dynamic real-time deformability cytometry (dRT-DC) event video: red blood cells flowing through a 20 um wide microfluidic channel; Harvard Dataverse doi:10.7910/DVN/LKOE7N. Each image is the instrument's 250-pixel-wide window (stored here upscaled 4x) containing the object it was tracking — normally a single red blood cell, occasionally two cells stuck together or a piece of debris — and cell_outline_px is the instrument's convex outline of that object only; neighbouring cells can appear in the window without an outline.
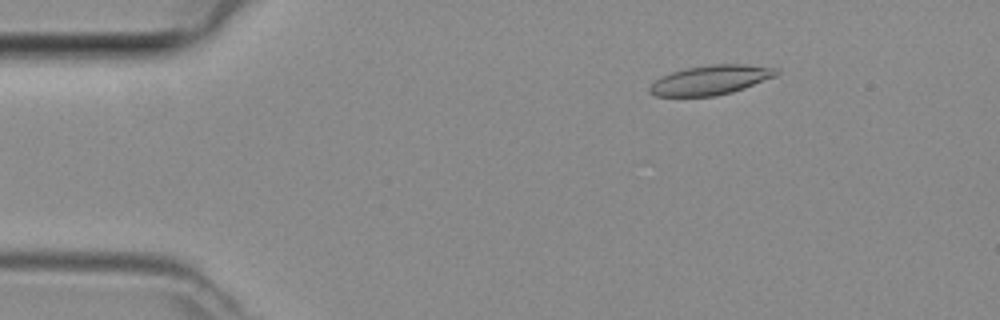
{"species": "common noctule bat (a hibernating species)", "species_latin": "Nyctalus noctula", "temperature_condition": "room temperature", "stored_images_in_passage": 47, "camera_frame_rate_fps": 3000, "um_per_image_px": 0.085, "animal": {"sex": "female", "body_mass_g": 29.2, "forearm_length_mm": 56.3}, "frame": {"image": 1, "passage_image": 7, "time_ms": 2.0, "image_size_px": [1000, 320], "cell_outline_px": [[780, 72], [776, 76], [744, 88], [732, 92], [712, 96], [656, 96], [648, 92], [648, 88], [656, 80], [672, 72], [684, 68], [712, 64], [744, 64], [776, 68]], "centroid_in_image_um": [60.41, 6.79], "position_along_channel_um": 24.6, "area_um2": 21.62}}
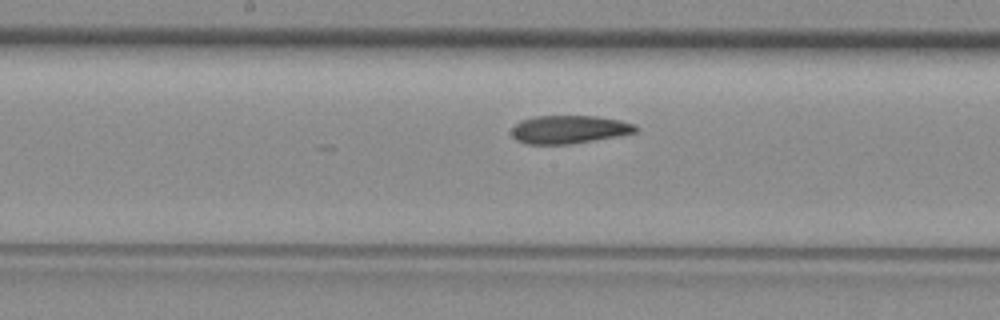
{"frame": {"image": 2, "passage_image": 24, "time_ms": 7.667, "image_size_px": [1000, 320], "cell_outline_px": [[636, 132], [620, 136], [572, 144], [524, 144], [516, 140], [512, 136], [512, 128], [520, 120], [532, 116], [596, 116], [620, 120], [636, 124]], "centroid_in_image_um": [48.36, 11.01], "position_along_channel_um": 199.8, "area_um2": 20.58}}
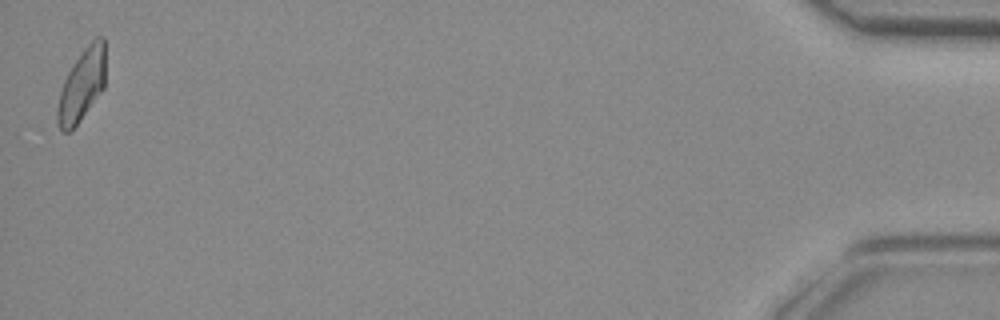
{"frame": {"image": 3, "passage_image": 47, "time_ms": 15.333, "image_size_px": [1000, 320], "cell_outline_px": [[104, 88], [76, 124], [68, 132], [64, 132], [56, 124], [56, 108], [60, 92], [64, 80], [68, 72], [84, 48], [96, 36], [104, 36]], "centroid_in_image_um": [6.93, 7.23], "position_along_channel_um": 428.3, "area_um2": 19.83}}